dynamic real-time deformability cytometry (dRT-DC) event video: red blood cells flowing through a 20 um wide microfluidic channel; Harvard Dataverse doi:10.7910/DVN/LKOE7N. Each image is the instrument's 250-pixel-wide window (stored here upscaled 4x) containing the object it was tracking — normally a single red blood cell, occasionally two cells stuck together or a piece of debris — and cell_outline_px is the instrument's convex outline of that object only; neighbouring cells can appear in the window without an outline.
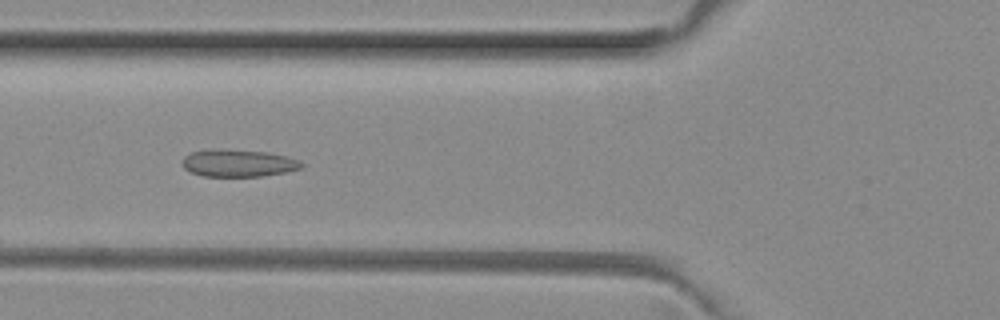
{"species": "common noctule bat (a hibernating species)", "species_latin": "Nyctalus noctula", "temperature_condition": "room temperature", "stored_images_in_passage": 4, "camera_frame_rate_fps": 3000, "um_per_image_px": 0.085, "animal": {"sex": "female", "body_mass_g": 29.2, "forearm_length_mm": 56.3}, "frame": {"image": 1, "passage_image": 3, "time_ms": 0.667, "image_size_px": [1000, 320], "cell_outline_px": [[304, 168], [288, 172], [264, 176], [204, 176], [192, 172], [184, 168], [180, 164], [184, 156], [192, 152], [212, 148], [268, 152], [300, 160], [304, 164]], "centroid_in_image_um": [20.27, 13.86], "position_along_channel_um": 105.5, "area_um2": 19.19}}
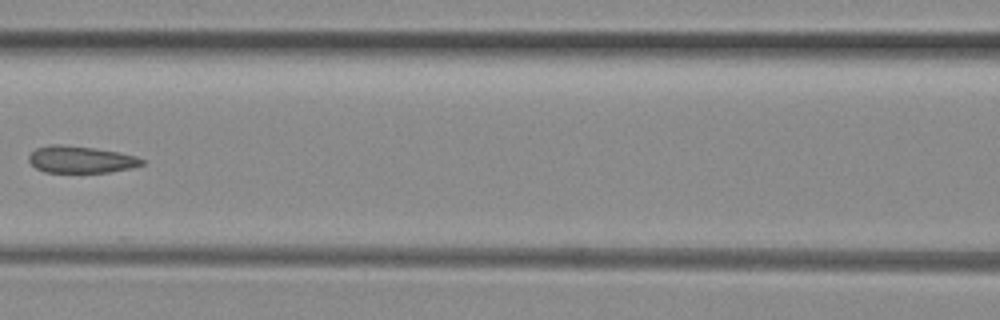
{"frame": {"image": 2, "passage_image": 4, "time_ms": 1.0, "image_size_px": [1000, 320], "cell_outline_px": [[148, 160], [144, 164], [132, 168], [108, 172], [44, 172], [36, 168], [28, 160], [28, 156], [36, 148], [48, 144], [60, 144], [92, 148], [116, 152], [136, 156]], "centroid_in_image_um": [6.88, 13.56], "position_along_channel_um": 159.7, "area_um2": 17.74}}